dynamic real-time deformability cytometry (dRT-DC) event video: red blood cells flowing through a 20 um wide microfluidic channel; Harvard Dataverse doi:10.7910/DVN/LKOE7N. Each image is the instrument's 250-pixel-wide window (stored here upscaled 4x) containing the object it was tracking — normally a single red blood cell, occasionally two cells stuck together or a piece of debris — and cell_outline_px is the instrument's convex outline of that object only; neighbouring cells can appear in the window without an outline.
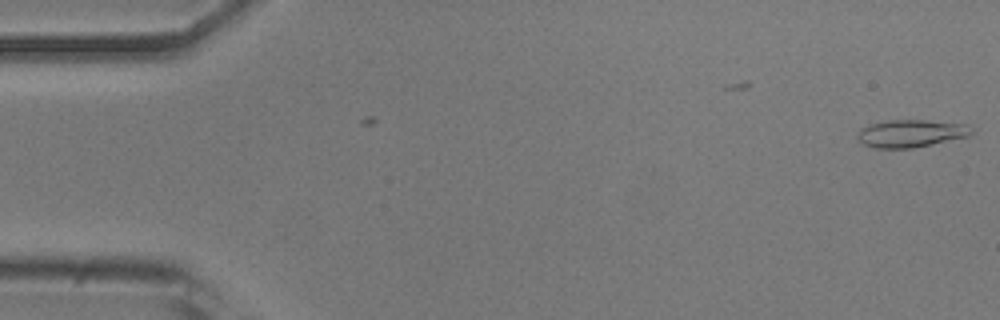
{"species": "common noctule bat (a hibernating species)", "species_latin": "Nyctalus noctula", "temperature_condition": "room temperature", "stored_images_in_passage": 6, "camera_frame_rate_fps": 3000, "um_per_image_px": 0.085, "animal": {"sex": "male", "body_mass_g": 20.5, "forearm_length_mm": 52.5}, "frame": {"image": 1, "passage_image": 6, "time_ms": 1.667, "image_size_px": [1000, 320], "cell_outline_px": [[972, 132], [968, 136], [912, 148], [876, 148], [864, 144], [856, 140], [856, 136], [860, 128], [872, 124], [888, 120], [924, 120], [968, 124], [972, 128]], "centroid_in_image_um": [77.4, 11.33], "position_along_channel_um": 7.6, "area_um2": 18.21}}